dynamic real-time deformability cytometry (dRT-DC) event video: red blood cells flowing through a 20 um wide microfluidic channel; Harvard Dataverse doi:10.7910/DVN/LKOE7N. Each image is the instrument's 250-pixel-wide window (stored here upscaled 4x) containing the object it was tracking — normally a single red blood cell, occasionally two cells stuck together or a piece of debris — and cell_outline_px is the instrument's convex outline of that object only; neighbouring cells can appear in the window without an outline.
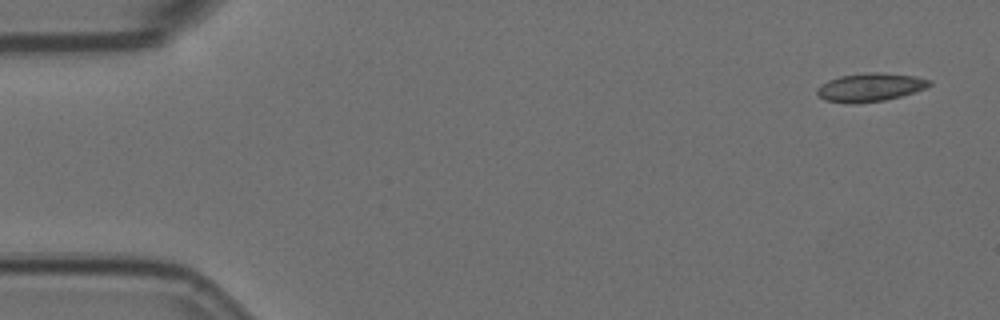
{"species": "Egyptian fruit bat (a non-hibernating species)", "species_latin": "Rousettus aegyptiacus", "temperature_condition": "room temperature", "stored_images_in_passage": 4, "camera_frame_rate_fps": 3000, "um_per_image_px": 0.085, "animal": {"sex": "female"}, "frame": {"image": 1, "passage_image": 1, "time_ms": 0.0, "image_size_px": [1000, 320], "cell_outline_px": [[932, 84], [928, 88], [900, 96], [884, 100], [852, 104], [848, 104], [824, 100], [816, 92], [816, 88], [820, 84], [828, 80], [840, 76], [868, 72], [880, 72], [916, 76], [932, 80]], "centroid_in_image_um": [73.97, 7.41], "position_along_channel_um": 11.0, "area_um2": 18.79}}
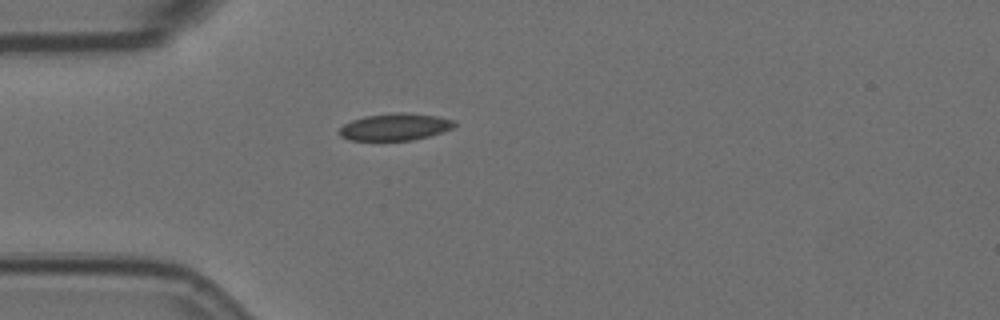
{"frame": {"image": 2, "passage_image": 4, "time_ms": 1.0, "image_size_px": [1000, 320], "cell_outline_px": [[456, 124], [452, 128], [428, 136], [412, 140], [348, 140], [340, 136], [336, 132], [344, 124], [352, 120], [364, 116], [396, 112], [404, 112], [436, 116], [456, 120]], "centroid_in_image_um": [33.54, 10.78], "position_along_channel_um": 51.5, "area_um2": 18.15}}